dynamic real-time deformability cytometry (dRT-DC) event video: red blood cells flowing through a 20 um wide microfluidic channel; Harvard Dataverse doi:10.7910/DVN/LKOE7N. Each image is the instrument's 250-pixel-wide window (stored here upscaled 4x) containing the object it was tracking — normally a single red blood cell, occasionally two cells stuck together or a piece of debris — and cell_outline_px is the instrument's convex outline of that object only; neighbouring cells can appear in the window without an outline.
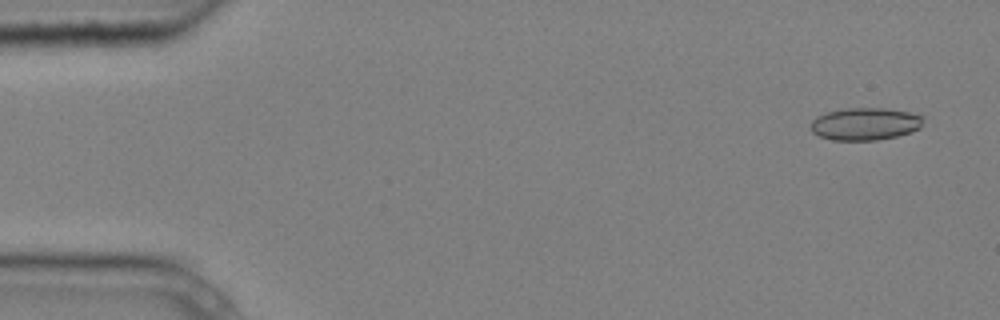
{"species": "common noctule bat (a hibernating species)", "species_latin": "Nyctalus noctula", "temperature_condition": "cold", "stored_images_in_passage": 2, "camera_frame_rate_fps": 3000, "um_per_image_px": 0.085, "animal": {"sex": "male", "body_mass_g": 20.4}, "frame": {"image": 1, "passage_image": 2, "time_ms": 0.333, "image_size_px": [1000, 320], "cell_outline_px": [[924, 116], [920, 128], [912, 132], [896, 136], [876, 140], [832, 140], [820, 136], [812, 132], [812, 120], [816, 116], [828, 112], [848, 108], [884, 108], [908, 112]], "centroid_in_image_um": [73.55, 10.53], "position_along_channel_um": 11.5, "area_um2": 21.15}}